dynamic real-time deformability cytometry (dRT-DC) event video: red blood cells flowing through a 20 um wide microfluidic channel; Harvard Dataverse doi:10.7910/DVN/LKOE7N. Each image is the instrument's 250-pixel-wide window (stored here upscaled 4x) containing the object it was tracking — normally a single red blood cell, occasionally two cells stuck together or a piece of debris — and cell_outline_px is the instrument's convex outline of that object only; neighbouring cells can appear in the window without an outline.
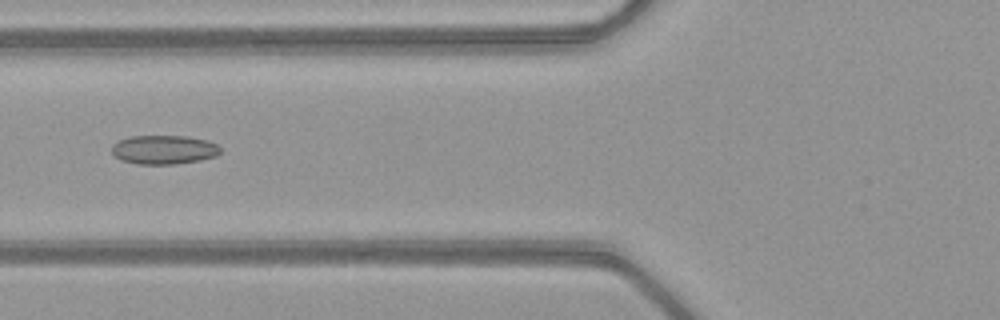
{"species": "common noctule bat (a hibernating species)", "species_latin": "Nyctalus noctula", "temperature_condition": "warm", "stored_images_in_passage": 51, "camera_frame_rate_fps": 3000, "um_per_image_px": 0.085, "animal": {"sex": "female", "body_mass_g": 21.9}, "frame": {"image": 1, "passage_image": 21, "time_ms": 6.667, "image_size_px": [1000, 320], "cell_outline_px": [[220, 152], [216, 156], [200, 160], [172, 164], [136, 164], [120, 160], [112, 152], [112, 144], [128, 136], [188, 136], [208, 140], [216, 144], [220, 148]], "centroid_in_image_um": [13.92, 12.72], "position_along_channel_um": 111.9, "area_um2": 18.38}}
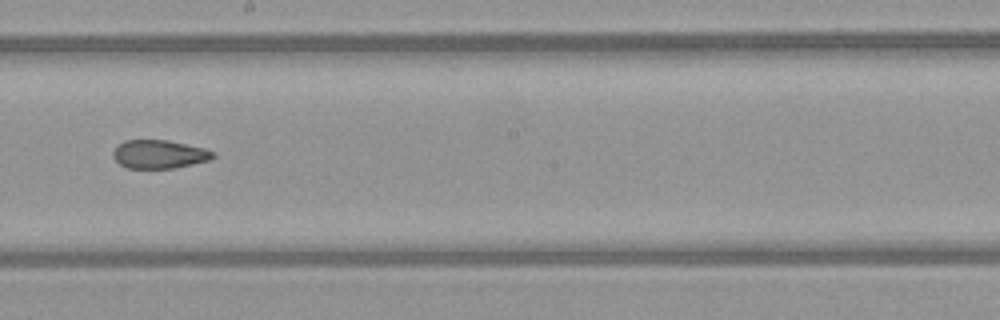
{"frame": {"image": 2, "passage_image": 30, "time_ms": 9.667, "image_size_px": [1000, 320], "cell_outline_px": [[216, 156], [208, 160], [176, 168], [124, 168], [112, 156], [112, 152], [124, 140], [168, 140], [204, 148], [216, 152]], "centroid_in_image_um": [13.54, 13.11], "position_along_channel_um": 234.7, "area_um2": 16.59}}
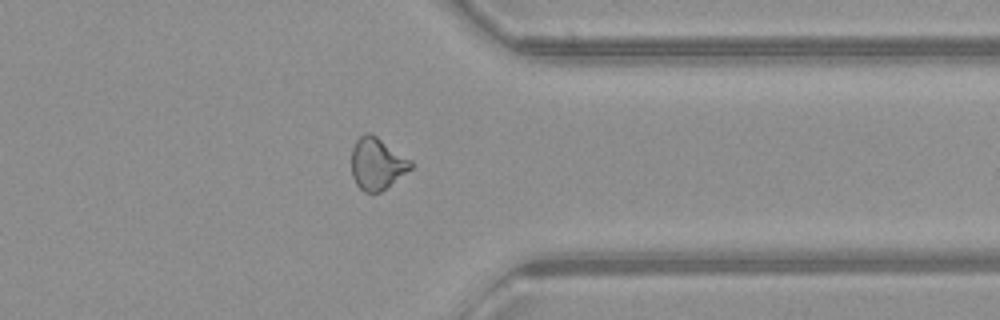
{"frame": {"image": 3, "passage_image": 41, "time_ms": 13.333, "image_size_px": [1000, 320], "cell_outline_px": [[412, 168], [380, 192], [364, 192], [356, 184], [352, 176], [352, 148], [356, 140], [364, 132], [372, 132], [412, 160]], "centroid_in_image_um": [32.04, 13.88], "position_along_channel_um": 379.4, "area_um2": 18.03}}